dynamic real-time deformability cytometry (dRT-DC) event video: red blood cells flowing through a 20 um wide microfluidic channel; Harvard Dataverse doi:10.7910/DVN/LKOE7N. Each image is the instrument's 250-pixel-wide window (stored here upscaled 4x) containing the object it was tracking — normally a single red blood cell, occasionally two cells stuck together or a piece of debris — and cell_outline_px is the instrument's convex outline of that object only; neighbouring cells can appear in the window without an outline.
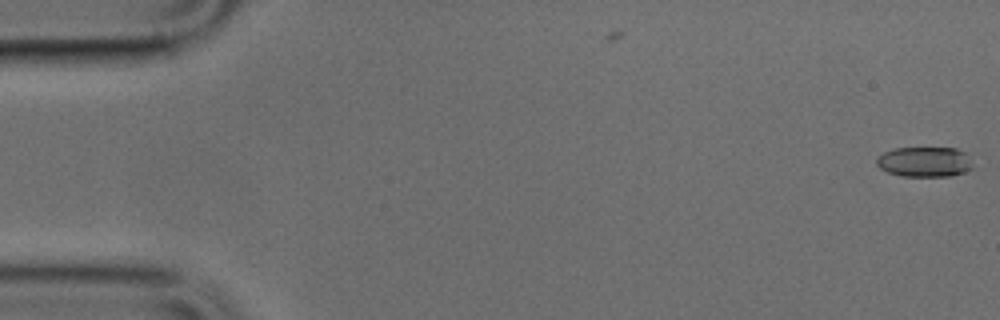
{"species": "common noctule bat (a hibernating species)", "species_latin": "Nyctalus noctula", "temperature_condition": "cold", "stored_images_in_passage": 3, "camera_frame_rate_fps": 3000, "um_per_image_px": 0.085, "animal": {"sex": "male", "body_mass_g": 17.9, "forearm_length_mm": 54.2}, "frame": {"image": 1, "passage_image": 3, "time_ms": 0.667, "image_size_px": [1000, 320], "cell_outline_px": [[972, 168], [964, 172], [952, 176], [904, 176], [888, 172], [880, 168], [876, 164], [876, 160], [884, 152], [896, 148], [956, 148], [964, 152], [972, 164]], "centroid_in_image_um": [78.59, 13.76], "position_along_channel_um": 6.4, "area_um2": 16.7}}